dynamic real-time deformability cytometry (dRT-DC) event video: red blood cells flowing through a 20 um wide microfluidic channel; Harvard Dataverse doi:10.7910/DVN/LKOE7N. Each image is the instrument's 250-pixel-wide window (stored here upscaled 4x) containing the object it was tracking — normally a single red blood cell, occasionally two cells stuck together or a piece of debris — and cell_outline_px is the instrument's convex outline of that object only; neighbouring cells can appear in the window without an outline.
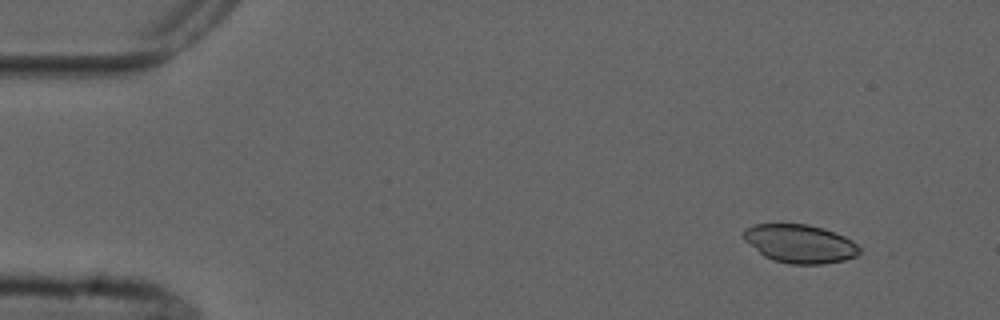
{"species": "common noctule bat (a hibernating species)", "species_latin": "Nyctalus noctula", "temperature_condition": "cold", "stored_images_in_passage": 6, "camera_frame_rate_fps": 3000, "um_per_image_px": 0.085, "animal": {"sex": "male", "forearm_length_mm": 52.5}, "frame": {"image": 1, "passage_image": 1, "time_ms": 0.0, "image_size_px": [1000, 320], "cell_outline_px": [[860, 252], [856, 256], [844, 260], [824, 264], [792, 264], [772, 260], [764, 256], [744, 240], [740, 232], [744, 228], [756, 224], [808, 224], [824, 228], [844, 236], [852, 240], [860, 248]], "centroid_in_image_um": [67.97, 20.71], "position_along_channel_um": 17.0, "area_um2": 26.13}}
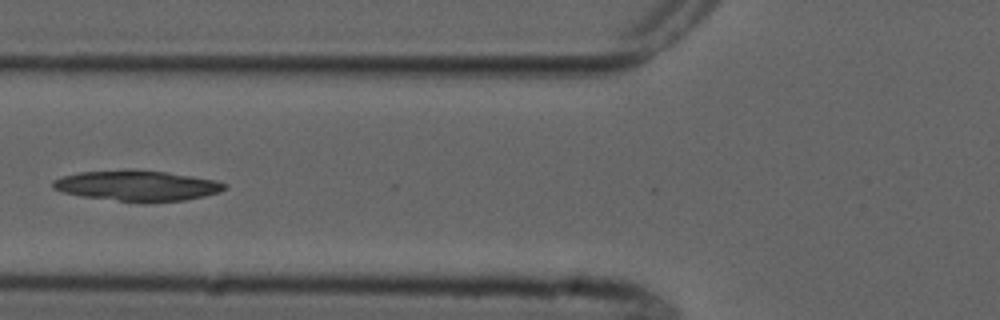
{"frame": {"image": 2, "passage_image": 5, "time_ms": 5.333, "image_size_px": [1000, 320], "cell_outline_px": [[228, 188], [220, 192], [204, 196], [184, 200], [120, 200], [84, 196], [64, 192], [52, 188], [52, 180], [64, 176], [80, 172], [124, 168], [128, 168], [168, 172], [216, 180], [228, 184]], "centroid_in_image_um": [11.68, 15.73], "position_along_channel_um": 114.1, "area_um2": 30.11}}
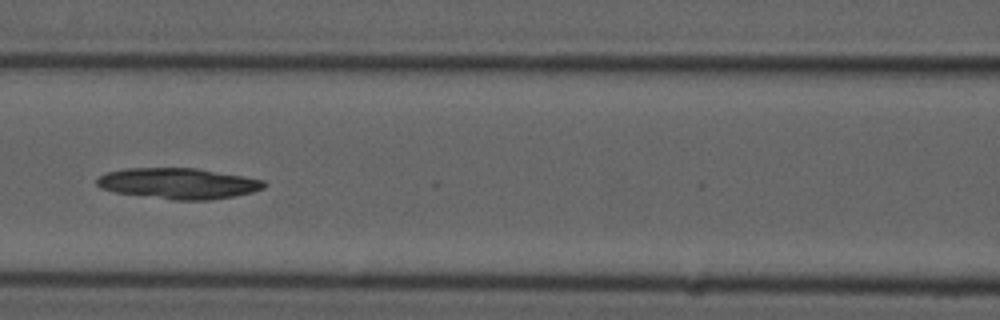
{"frame": {"image": 3, "passage_image": 6, "time_ms": 6.333, "image_size_px": [1000, 320], "cell_outline_px": [[268, 184], [264, 188], [252, 192], [232, 196], [208, 200], [172, 200], [116, 192], [100, 188], [96, 184], [96, 180], [100, 176], [108, 172], [124, 168], [196, 168], [264, 180]], "centroid_in_image_um": [15.15, 15.59], "position_along_channel_um": 151.5, "area_um2": 29.88}}